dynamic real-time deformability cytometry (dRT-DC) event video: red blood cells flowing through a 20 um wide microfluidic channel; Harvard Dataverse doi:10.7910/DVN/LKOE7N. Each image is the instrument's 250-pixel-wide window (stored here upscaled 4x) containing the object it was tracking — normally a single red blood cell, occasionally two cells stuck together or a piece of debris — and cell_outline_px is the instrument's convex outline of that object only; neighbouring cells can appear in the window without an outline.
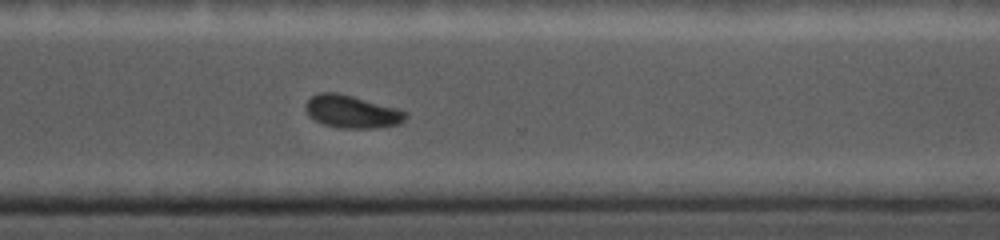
{"species": "common noctule bat (a hibernating species)", "species_latin": "Nyctalus noctula", "temperature_condition": "cold", "stored_images_in_passage": 24, "camera_frame_rate_fps": 5000, "um_per_image_px": 0.085, "animal": {"sex": "female", "body_mass_g": 19.0, "forearm_length_mm": 56.7}, "frame": {"image": 1, "passage_image": 21, "time_ms": 13.0, "image_size_px": [1000, 240], "cell_outline_px": [[408, 116], [400, 124], [376, 128], [340, 128], [324, 124], [316, 120], [308, 112], [308, 100], [312, 96], [320, 92], [336, 92], [352, 96], [396, 108], [408, 112]], "centroid_in_image_um": [29.98, 9.5], "position_along_channel_um": 340.6, "area_um2": 18.67}}